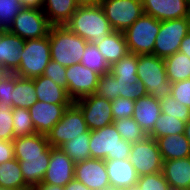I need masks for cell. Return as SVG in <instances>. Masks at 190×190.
I'll return each instance as SVG.
<instances>
[{
  "instance_id": "1",
  "label": "cell",
  "mask_w": 190,
  "mask_h": 190,
  "mask_svg": "<svg viewBox=\"0 0 190 190\" xmlns=\"http://www.w3.org/2000/svg\"><path fill=\"white\" fill-rule=\"evenodd\" d=\"M65 26L87 42L93 43L103 40L114 31L100 4L78 6Z\"/></svg>"
},
{
  "instance_id": "2",
  "label": "cell",
  "mask_w": 190,
  "mask_h": 190,
  "mask_svg": "<svg viewBox=\"0 0 190 190\" xmlns=\"http://www.w3.org/2000/svg\"><path fill=\"white\" fill-rule=\"evenodd\" d=\"M51 60L64 67L81 63L87 41L65 25L51 26L49 31Z\"/></svg>"
},
{
  "instance_id": "3",
  "label": "cell",
  "mask_w": 190,
  "mask_h": 190,
  "mask_svg": "<svg viewBox=\"0 0 190 190\" xmlns=\"http://www.w3.org/2000/svg\"><path fill=\"white\" fill-rule=\"evenodd\" d=\"M91 158L101 160L128 159L132 143L122 139L114 124L90 131Z\"/></svg>"
},
{
  "instance_id": "4",
  "label": "cell",
  "mask_w": 190,
  "mask_h": 190,
  "mask_svg": "<svg viewBox=\"0 0 190 190\" xmlns=\"http://www.w3.org/2000/svg\"><path fill=\"white\" fill-rule=\"evenodd\" d=\"M137 76L144 83L147 95L158 101L171 95L172 82L167 79L164 58L154 54L138 55Z\"/></svg>"
},
{
  "instance_id": "5",
  "label": "cell",
  "mask_w": 190,
  "mask_h": 190,
  "mask_svg": "<svg viewBox=\"0 0 190 190\" xmlns=\"http://www.w3.org/2000/svg\"><path fill=\"white\" fill-rule=\"evenodd\" d=\"M20 54V65L14 74L31 79L41 76L51 60L49 35L25 40V47Z\"/></svg>"
},
{
  "instance_id": "6",
  "label": "cell",
  "mask_w": 190,
  "mask_h": 190,
  "mask_svg": "<svg viewBox=\"0 0 190 190\" xmlns=\"http://www.w3.org/2000/svg\"><path fill=\"white\" fill-rule=\"evenodd\" d=\"M160 27L161 21L144 13L123 32L129 51L138 55L153 54Z\"/></svg>"
},
{
  "instance_id": "7",
  "label": "cell",
  "mask_w": 190,
  "mask_h": 190,
  "mask_svg": "<svg viewBox=\"0 0 190 190\" xmlns=\"http://www.w3.org/2000/svg\"><path fill=\"white\" fill-rule=\"evenodd\" d=\"M190 31V17L161 21L159 33L156 36L153 54L166 58L179 52L183 38Z\"/></svg>"
},
{
  "instance_id": "8",
  "label": "cell",
  "mask_w": 190,
  "mask_h": 190,
  "mask_svg": "<svg viewBox=\"0 0 190 190\" xmlns=\"http://www.w3.org/2000/svg\"><path fill=\"white\" fill-rule=\"evenodd\" d=\"M88 130L81 109L73 102L46 136L50 146L60 147L68 140L79 137Z\"/></svg>"
},
{
  "instance_id": "9",
  "label": "cell",
  "mask_w": 190,
  "mask_h": 190,
  "mask_svg": "<svg viewBox=\"0 0 190 190\" xmlns=\"http://www.w3.org/2000/svg\"><path fill=\"white\" fill-rule=\"evenodd\" d=\"M51 26L41 8L23 7L8 31L24 40H30L49 35Z\"/></svg>"
},
{
  "instance_id": "10",
  "label": "cell",
  "mask_w": 190,
  "mask_h": 190,
  "mask_svg": "<svg viewBox=\"0 0 190 190\" xmlns=\"http://www.w3.org/2000/svg\"><path fill=\"white\" fill-rule=\"evenodd\" d=\"M99 4L114 31L124 32L144 14L142 0H101Z\"/></svg>"
},
{
  "instance_id": "11",
  "label": "cell",
  "mask_w": 190,
  "mask_h": 190,
  "mask_svg": "<svg viewBox=\"0 0 190 190\" xmlns=\"http://www.w3.org/2000/svg\"><path fill=\"white\" fill-rule=\"evenodd\" d=\"M128 160L139 177L162 172L163 159L157 141L149 136L141 141L132 143Z\"/></svg>"
},
{
  "instance_id": "12",
  "label": "cell",
  "mask_w": 190,
  "mask_h": 190,
  "mask_svg": "<svg viewBox=\"0 0 190 190\" xmlns=\"http://www.w3.org/2000/svg\"><path fill=\"white\" fill-rule=\"evenodd\" d=\"M74 103L81 109L90 131L113 124L111 101L106 98L91 94L75 100Z\"/></svg>"
},
{
  "instance_id": "13",
  "label": "cell",
  "mask_w": 190,
  "mask_h": 190,
  "mask_svg": "<svg viewBox=\"0 0 190 190\" xmlns=\"http://www.w3.org/2000/svg\"><path fill=\"white\" fill-rule=\"evenodd\" d=\"M67 93L75 101L94 94L100 75L81 63L66 67Z\"/></svg>"
},
{
  "instance_id": "14",
  "label": "cell",
  "mask_w": 190,
  "mask_h": 190,
  "mask_svg": "<svg viewBox=\"0 0 190 190\" xmlns=\"http://www.w3.org/2000/svg\"><path fill=\"white\" fill-rule=\"evenodd\" d=\"M75 162L59 147L50 146L49 167L42 183L65 186L74 179Z\"/></svg>"
},
{
  "instance_id": "15",
  "label": "cell",
  "mask_w": 190,
  "mask_h": 190,
  "mask_svg": "<svg viewBox=\"0 0 190 190\" xmlns=\"http://www.w3.org/2000/svg\"><path fill=\"white\" fill-rule=\"evenodd\" d=\"M74 178L90 190H102L110 185L105 160L89 158L75 163Z\"/></svg>"
},
{
  "instance_id": "16",
  "label": "cell",
  "mask_w": 190,
  "mask_h": 190,
  "mask_svg": "<svg viewBox=\"0 0 190 190\" xmlns=\"http://www.w3.org/2000/svg\"><path fill=\"white\" fill-rule=\"evenodd\" d=\"M71 104H53L37 101L29 108L36 133L46 135L61 120L64 112Z\"/></svg>"
},
{
  "instance_id": "17",
  "label": "cell",
  "mask_w": 190,
  "mask_h": 190,
  "mask_svg": "<svg viewBox=\"0 0 190 190\" xmlns=\"http://www.w3.org/2000/svg\"><path fill=\"white\" fill-rule=\"evenodd\" d=\"M142 6L159 21L190 17V0H142Z\"/></svg>"
},
{
  "instance_id": "18",
  "label": "cell",
  "mask_w": 190,
  "mask_h": 190,
  "mask_svg": "<svg viewBox=\"0 0 190 190\" xmlns=\"http://www.w3.org/2000/svg\"><path fill=\"white\" fill-rule=\"evenodd\" d=\"M25 40L5 30L0 37V68L3 72H15L21 61Z\"/></svg>"
},
{
  "instance_id": "19",
  "label": "cell",
  "mask_w": 190,
  "mask_h": 190,
  "mask_svg": "<svg viewBox=\"0 0 190 190\" xmlns=\"http://www.w3.org/2000/svg\"><path fill=\"white\" fill-rule=\"evenodd\" d=\"M110 185L124 190L136 185L139 175L128 159L105 160Z\"/></svg>"
},
{
  "instance_id": "20",
  "label": "cell",
  "mask_w": 190,
  "mask_h": 190,
  "mask_svg": "<svg viewBox=\"0 0 190 190\" xmlns=\"http://www.w3.org/2000/svg\"><path fill=\"white\" fill-rule=\"evenodd\" d=\"M49 161L50 147L41 156L22 157L19 160L24 182L31 190L43 181Z\"/></svg>"
},
{
  "instance_id": "21",
  "label": "cell",
  "mask_w": 190,
  "mask_h": 190,
  "mask_svg": "<svg viewBox=\"0 0 190 190\" xmlns=\"http://www.w3.org/2000/svg\"><path fill=\"white\" fill-rule=\"evenodd\" d=\"M162 174L170 188L190 190V157L163 161Z\"/></svg>"
},
{
  "instance_id": "22",
  "label": "cell",
  "mask_w": 190,
  "mask_h": 190,
  "mask_svg": "<svg viewBox=\"0 0 190 190\" xmlns=\"http://www.w3.org/2000/svg\"><path fill=\"white\" fill-rule=\"evenodd\" d=\"M160 114V102L154 96L147 95L135 101L132 118L149 135L154 129L155 122Z\"/></svg>"
},
{
  "instance_id": "23",
  "label": "cell",
  "mask_w": 190,
  "mask_h": 190,
  "mask_svg": "<svg viewBox=\"0 0 190 190\" xmlns=\"http://www.w3.org/2000/svg\"><path fill=\"white\" fill-rule=\"evenodd\" d=\"M34 80L35 93L39 101L53 104H72L66 88L56 84L52 79L43 75L32 78Z\"/></svg>"
},
{
  "instance_id": "24",
  "label": "cell",
  "mask_w": 190,
  "mask_h": 190,
  "mask_svg": "<svg viewBox=\"0 0 190 190\" xmlns=\"http://www.w3.org/2000/svg\"><path fill=\"white\" fill-rule=\"evenodd\" d=\"M94 43L110 66L130 52L124 34L120 31H112L103 40Z\"/></svg>"
},
{
  "instance_id": "25",
  "label": "cell",
  "mask_w": 190,
  "mask_h": 190,
  "mask_svg": "<svg viewBox=\"0 0 190 190\" xmlns=\"http://www.w3.org/2000/svg\"><path fill=\"white\" fill-rule=\"evenodd\" d=\"M163 161L190 157V143L183 134H172L156 139Z\"/></svg>"
},
{
  "instance_id": "26",
  "label": "cell",
  "mask_w": 190,
  "mask_h": 190,
  "mask_svg": "<svg viewBox=\"0 0 190 190\" xmlns=\"http://www.w3.org/2000/svg\"><path fill=\"white\" fill-rule=\"evenodd\" d=\"M12 142L14 145V157L18 161L22 157L41 156L50 147L47 136L38 133L16 137Z\"/></svg>"
},
{
  "instance_id": "27",
  "label": "cell",
  "mask_w": 190,
  "mask_h": 190,
  "mask_svg": "<svg viewBox=\"0 0 190 190\" xmlns=\"http://www.w3.org/2000/svg\"><path fill=\"white\" fill-rule=\"evenodd\" d=\"M77 7L74 0H44L42 10L52 26H63Z\"/></svg>"
},
{
  "instance_id": "28",
  "label": "cell",
  "mask_w": 190,
  "mask_h": 190,
  "mask_svg": "<svg viewBox=\"0 0 190 190\" xmlns=\"http://www.w3.org/2000/svg\"><path fill=\"white\" fill-rule=\"evenodd\" d=\"M0 189L31 190L25 184L19 161L15 158L0 164Z\"/></svg>"
},
{
  "instance_id": "29",
  "label": "cell",
  "mask_w": 190,
  "mask_h": 190,
  "mask_svg": "<svg viewBox=\"0 0 190 190\" xmlns=\"http://www.w3.org/2000/svg\"><path fill=\"white\" fill-rule=\"evenodd\" d=\"M37 101L34 80L31 78H21L14 74L13 108L20 107L29 109Z\"/></svg>"
},
{
  "instance_id": "30",
  "label": "cell",
  "mask_w": 190,
  "mask_h": 190,
  "mask_svg": "<svg viewBox=\"0 0 190 190\" xmlns=\"http://www.w3.org/2000/svg\"><path fill=\"white\" fill-rule=\"evenodd\" d=\"M167 79L172 82L190 79V58L180 52L164 58Z\"/></svg>"
},
{
  "instance_id": "31",
  "label": "cell",
  "mask_w": 190,
  "mask_h": 190,
  "mask_svg": "<svg viewBox=\"0 0 190 190\" xmlns=\"http://www.w3.org/2000/svg\"><path fill=\"white\" fill-rule=\"evenodd\" d=\"M90 130L79 137L68 140L59 148L66 153L75 163L91 158L89 149Z\"/></svg>"
},
{
  "instance_id": "32",
  "label": "cell",
  "mask_w": 190,
  "mask_h": 190,
  "mask_svg": "<svg viewBox=\"0 0 190 190\" xmlns=\"http://www.w3.org/2000/svg\"><path fill=\"white\" fill-rule=\"evenodd\" d=\"M185 127L186 123L179 118L161 112L155 122L154 129L148 136L156 140L167 135L183 134Z\"/></svg>"
},
{
  "instance_id": "33",
  "label": "cell",
  "mask_w": 190,
  "mask_h": 190,
  "mask_svg": "<svg viewBox=\"0 0 190 190\" xmlns=\"http://www.w3.org/2000/svg\"><path fill=\"white\" fill-rule=\"evenodd\" d=\"M138 54L129 52L118 62L110 66V72L116 79L138 80L137 76Z\"/></svg>"
},
{
  "instance_id": "34",
  "label": "cell",
  "mask_w": 190,
  "mask_h": 190,
  "mask_svg": "<svg viewBox=\"0 0 190 190\" xmlns=\"http://www.w3.org/2000/svg\"><path fill=\"white\" fill-rule=\"evenodd\" d=\"M81 64L98 73L100 76L110 72V65L106 62L93 42L87 43L81 59Z\"/></svg>"
},
{
  "instance_id": "35",
  "label": "cell",
  "mask_w": 190,
  "mask_h": 190,
  "mask_svg": "<svg viewBox=\"0 0 190 190\" xmlns=\"http://www.w3.org/2000/svg\"><path fill=\"white\" fill-rule=\"evenodd\" d=\"M113 124L122 139L127 142L135 143L148 136L132 117L114 120Z\"/></svg>"
},
{
  "instance_id": "36",
  "label": "cell",
  "mask_w": 190,
  "mask_h": 190,
  "mask_svg": "<svg viewBox=\"0 0 190 190\" xmlns=\"http://www.w3.org/2000/svg\"><path fill=\"white\" fill-rule=\"evenodd\" d=\"M12 118L15 138L29 136L36 133L33 126V121L27 108H13Z\"/></svg>"
},
{
  "instance_id": "37",
  "label": "cell",
  "mask_w": 190,
  "mask_h": 190,
  "mask_svg": "<svg viewBox=\"0 0 190 190\" xmlns=\"http://www.w3.org/2000/svg\"><path fill=\"white\" fill-rule=\"evenodd\" d=\"M116 98L125 97L136 101L147 96L145 85L139 80H120L115 78Z\"/></svg>"
},
{
  "instance_id": "38",
  "label": "cell",
  "mask_w": 190,
  "mask_h": 190,
  "mask_svg": "<svg viewBox=\"0 0 190 190\" xmlns=\"http://www.w3.org/2000/svg\"><path fill=\"white\" fill-rule=\"evenodd\" d=\"M161 112L173 117L179 118V120L187 123L190 120V108L174 97L169 95L164 100H160Z\"/></svg>"
},
{
  "instance_id": "39",
  "label": "cell",
  "mask_w": 190,
  "mask_h": 190,
  "mask_svg": "<svg viewBox=\"0 0 190 190\" xmlns=\"http://www.w3.org/2000/svg\"><path fill=\"white\" fill-rule=\"evenodd\" d=\"M23 7L21 0H0V27L8 30Z\"/></svg>"
},
{
  "instance_id": "40",
  "label": "cell",
  "mask_w": 190,
  "mask_h": 190,
  "mask_svg": "<svg viewBox=\"0 0 190 190\" xmlns=\"http://www.w3.org/2000/svg\"><path fill=\"white\" fill-rule=\"evenodd\" d=\"M136 185L140 190H169L170 186L162 172L143 175L138 178Z\"/></svg>"
},
{
  "instance_id": "41",
  "label": "cell",
  "mask_w": 190,
  "mask_h": 190,
  "mask_svg": "<svg viewBox=\"0 0 190 190\" xmlns=\"http://www.w3.org/2000/svg\"><path fill=\"white\" fill-rule=\"evenodd\" d=\"M12 112L13 107L0 104V140L12 141L15 138Z\"/></svg>"
},
{
  "instance_id": "42",
  "label": "cell",
  "mask_w": 190,
  "mask_h": 190,
  "mask_svg": "<svg viewBox=\"0 0 190 190\" xmlns=\"http://www.w3.org/2000/svg\"><path fill=\"white\" fill-rule=\"evenodd\" d=\"M94 94L104 97L109 101L116 99L115 76L111 72L100 76Z\"/></svg>"
},
{
  "instance_id": "43",
  "label": "cell",
  "mask_w": 190,
  "mask_h": 190,
  "mask_svg": "<svg viewBox=\"0 0 190 190\" xmlns=\"http://www.w3.org/2000/svg\"><path fill=\"white\" fill-rule=\"evenodd\" d=\"M135 101L125 98L118 97L111 101L113 119L130 118L133 116Z\"/></svg>"
},
{
  "instance_id": "44",
  "label": "cell",
  "mask_w": 190,
  "mask_h": 190,
  "mask_svg": "<svg viewBox=\"0 0 190 190\" xmlns=\"http://www.w3.org/2000/svg\"><path fill=\"white\" fill-rule=\"evenodd\" d=\"M14 90V72H2L0 75V104L12 105Z\"/></svg>"
},
{
  "instance_id": "45",
  "label": "cell",
  "mask_w": 190,
  "mask_h": 190,
  "mask_svg": "<svg viewBox=\"0 0 190 190\" xmlns=\"http://www.w3.org/2000/svg\"><path fill=\"white\" fill-rule=\"evenodd\" d=\"M42 75L52 79L56 84L61 85L67 90L66 67L58 62L50 60Z\"/></svg>"
},
{
  "instance_id": "46",
  "label": "cell",
  "mask_w": 190,
  "mask_h": 190,
  "mask_svg": "<svg viewBox=\"0 0 190 190\" xmlns=\"http://www.w3.org/2000/svg\"><path fill=\"white\" fill-rule=\"evenodd\" d=\"M171 94L174 99L190 108V79L172 83Z\"/></svg>"
},
{
  "instance_id": "47",
  "label": "cell",
  "mask_w": 190,
  "mask_h": 190,
  "mask_svg": "<svg viewBox=\"0 0 190 190\" xmlns=\"http://www.w3.org/2000/svg\"><path fill=\"white\" fill-rule=\"evenodd\" d=\"M14 145L12 141L0 140V164L14 159Z\"/></svg>"
},
{
  "instance_id": "48",
  "label": "cell",
  "mask_w": 190,
  "mask_h": 190,
  "mask_svg": "<svg viewBox=\"0 0 190 190\" xmlns=\"http://www.w3.org/2000/svg\"><path fill=\"white\" fill-rule=\"evenodd\" d=\"M64 190H90L86 185L75 178L64 186Z\"/></svg>"
},
{
  "instance_id": "49",
  "label": "cell",
  "mask_w": 190,
  "mask_h": 190,
  "mask_svg": "<svg viewBox=\"0 0 190 190\" xmlns=\"http://www.w3.org/2000/svg\"><path fill=\"white\" fill-rule=\"evenodd\" d=\"M179 52L187 55L190 58V31L181 41Z\"/></svg>"
},
{
  "instance_id": "50",
  "label": "cell",
  "mask_w": 190,
  "mask_h": 190,
  "mask_svg": "<svg viewBox=\"0 0 190 190\" xmlns=\"http://www.w3.org/2000/svg\"><path fill=\"white\" fill-rule=\"evenodd\" d=\"M32 190H64V187L41 182L39 185L35 186Z\"/></svg>"
},
{
  "instance_id": "51",
  "label": "cell",
  "mask_w": 190,
  "mask_h": 190,
  "mask_svg": "<svg viewBox=\"0 0 190 190\" xmlns=\"http://www.w3.org/2000/svg\"><path fill=\"white\" fill-rule=\"evenodd\" d=\"M24 7L41 8L43 7L44 0H21Z\"/></svg>"
},
{
  "instance_id": "52",
  "label": "cell",
  "mask_w": 190,
  "mask_h": 190,
  "mask_svg": "<svg viewBox=\"0 0 190 190\" xmlns=\"http://www.w3.org/2000/svg\"><path fill=\"white\" fill-rule=\"evenodd\" d=\"M78 6H94L99 5L101 0H74Z\"/></svg>"
},
{
  "instance_id": "53",
  "label": "cell",
  "mask_w": 190,
  "mask_h": 190,
  "mask_svg": "<svg viewBox=\"0 0 190 190\" xmlns=\"http://www.w3.org/2000/svg\"><path fill=\"white\" fill-rule=\"evenodd\" d=\"M184 135L186 136V138L188 139L190 143V120L186 123Z\"/></svg>"
},
{
  "instance_id": "54",
  "label": "cell",
  "mask_w": 190,
  "mask_h": 190,
  "mask_svg": "<svg viewBox=\"0 0 190 190\" xmlns=\"http://www.w3.org/2000/svg\"><path fill=\"white\" fill-rule=\"evenodd\" d=\"M102 190H121V189H118V188H116V187H114V186L109 185V186L105 187V188L102 189Z\"/></svg>"
},
{
  "instance_id": "55",
  "label": "cell",
  "mask_w": 190,
  "mask_h": 190,
  "mask_svg": "<svg viewBox=\"0 0 190 190\" xmlns=\"http://www.w3.org/2000/svg\"><path fill=\"white\" fill-rule=\"evenodd\" d=\"M124 190H140V188L137 185L130 186Z\"/></svg>"
},
{
  "instance_id": "56",
  "label": "cell",
  "mask_w": 190,
  "mask_h": 190,
  "mask_svg": "<svg viewBox=\"0 0 190 190\" xmlns=\"http://www.w3.org/2000/svg\"><path fill=\"white\" fill-rule=\"evenodd\" d=\"M5 31V29H3L2 27H0V37L2 35V33Z\"/></svg>"
}]
</instances>
